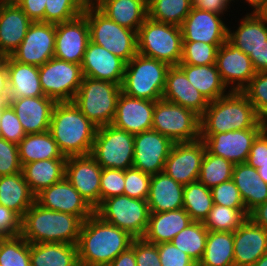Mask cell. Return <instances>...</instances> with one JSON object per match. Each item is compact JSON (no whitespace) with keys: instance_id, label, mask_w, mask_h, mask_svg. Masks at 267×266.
Instances as JSON below:
<instances>
[{"instance_id":"obj_29","label":"cell","mask_w":267,"mask_h":266,"mask_svg":"<svg viewBox=\"0 0 267 266\" xmlns=\"http://www.w3.org/2000/svg\"><path fill=\"white\" fill-rule=\"evenodd\" d=\"M192 221L184 208L167 212H150L145 241L153 244L171 242Z\"/></svg>"},{"instance_id":"obj_25","label":"cell","mask_w":267,"mask_h":266,"mask_svg":"<svg viewBox=\"0 0 267 266\" xmlns=\"http://www.w3.org/2000/svg\"><path fill=\"white\" fill-rule=\"evenodd\" d=\"M26 134L49 131L56 102L47 96L9 99Z\"/></svg>"},{"instance_id":"obj_32","label":"cell","mask_w":267,"mask_h":266,"mask_svg":"<svg viewBox=\"0 0 267 266\" xmlns=\"http://www.w3.org/2000/svg\"><path fill=\"white\" fill-rule=\"evenodd\" d=\"M95 6L118 25L136 32L148 17L147 0H101Z\"/></svg>"},{"instance_id":"obj_41","label":"cell","mask_w":267,"mask_h":266,"mask_svg":"<svg viewBox=\"0 0 267 266\" xmlns=\"http://www.w3.org/2000/svg\"><path fill=\"white\" fill-rule=\"evenodd\" d=\"M148 17L181 26L192 9V0H147Z\"/></svg>"},{"instance_id":"obj_15","label":"cell","mask_w":267,"mask_h":266,"mask_svg":"<svg viewBox=\"0 0 267 266\" xmlns=\"http://www.w3.org/2000/svg\"><path fill=\"white\" fill-rule=\"evenodd\" d=\"M206 146L202 139L174 143L164 164L166 174L176 182L187 185L198 180Z\"/></svg>"},{"instance_id":"obj_40","label":"cell","mask_w":267,"mask_h":266,"mask_svg":"<svg viewBox=\"0 0 267 266\" xmlns=\"http://www.w3.org/2000/svg\"><path fill=\"white\" fill-rule=\"evenodd\" d=\"M213 205L211 189L204 184L197 180L184 185L183 208L192 221L204 222Z\"/></svg>"},{"instance_id":"obj_19","label":"cell","mask_w":267,"mask_h":266,"mask_svg":"<svg viewBox=\"0 0 267 266\" xmlns=\"http://www.w3.org/2000/svg\"><path fill=\"white\" fill-rule=\"evenodd\" d=\"M223 15L192 8L183 23V42L202 41L207 44H224L227 41L228 26Z\"/></svg>"},{"instance_id":"obj_62","label":"cell","mask_w":267,"mask_h":266,"mask_svg":"<svg viewBox=\"0 0 267 266\" xmlns=\"http://www.w3.org/2000/svg\"><path fill=\"white\" fill-rule=\"evenodd\" d=\"M108 266H137L135 258V239L131 247L120 253Z\"/></svg>"},{"instance_id":"obj_33","label":"cell","mask_w":267,"mask_h":266,"mask_svg":"<svg viewBox=\"0 0 267 266\" xmlns=\"http://www.w3.org/2000/svg\"><path fill=\"white\" fill-rule=\"evenodd\" d=\"M232 180L239 189L248 213L267 200V183L259 177L254 167L247 163L235 164Z\"/></svg>"},{"instance_id":"obj_54","label":"cell","mask_w":267,"mask_h":266,"mask_svg":"<svg viewBox=\"0 0 267 266\" xmlns=\"http://www.w3.org/2000/svg\"><path fill=\"white\" fill-rule=\"evenodd\" d=\"M160 257L161 266H193L192 258L174 246L172 242L156 245Z\"/></svg>"},{"instance_id":"obj_38","label":"cell","mask_w":267,"mask_h":266,"mask_svg":"<svg viewBox=\"0 0 267 266\" xmlns=\"http://www.w3.org/2000/svg\"><path fill=\"white\" fill-rule=\"evenodd\" d=\"M18 149L22 166L40 160L67 158L60 151L50 131L26 134L18 144Z\"/></svg>"},{"instance_id":"obj_11","label":"cell","mask_w":267,"mask_h":266,"mask_svg":"<svg viewBox=\"0 0 267 266\" xmlns=\"http://www.w3.org/2000/svg\"><path fill=\"white\" fill-rule=\"evenodd\" d=\"M95 213L104 221L130 233L134 238H142L149 221L147 200L119 195L105 199Z\"/></svg>"},{"instance_id":"obj_69","label":"cell","mask_w":267,"mask_h":266,"mask_svg":"<svg viewBox=\"0 0 267 266\" xmlns=\"http://www.w3.org/2000/svg\"><path fill=\"white\" fill-rule=\"evenodd\" d=\"M225 1L229 4V6H233V2L235 1L239 2V0H225Z\"/></svg>"},{"instance_id":"obj_67","label":"cell","mask_w":267,"mask_h":266,"mask_svg":"<svg viewBox=\"0 0 267 266\" xmlns=\"http://www.w3.org/2000/svg\"><path fill=\"white\" fill-rule=\"evenodd\" d=\"M101 0H82V2L86 5V6H95L97 5Z\"/></svg>"},{"instance_id":"obj_57","label":"cell","mask_w":267,"mask_h":266,"mask_svg":"<svg viewBox=\"0 0 267 266\" xmlns=\"http://www.w3.org/2000/svg\"><path fill=\"white\" fill-rule=\"evenodd\" d=\"M246 163L255 169L267 163V127L254 140Z\"/></svg>"},{"instance_id":"obj_42","label":"cell","mask_w":267,"mask_h":266,"mask_svg":"<svg viewBox=\"0 0 267 266\" xmlns=\"http://www.w3.org/2000/svg\"><path fill=\"white\" fill-rule=\"evenodd\" d=\"M208 232L203 222L193 221L171 242L182 252L188 254L195 263H199L205 251Z\"/></svg>"},{"instance_id":"obj_52","label":"cell","mask_w":267,"mask_h":266,"mask_svg":"<svg viewBox=\"0 0 267 266\" xmlns=\"http://www.w3.org/2000/svg\"><path fill=\"white\" fill-rule=\"evenodd\" d=\"M21 171L18 145L0 137V176L13 175Z\"/></svg>"},{"instance_id":"obj_48","label":"cell","mask_w":267,"mask_h":266,"mask_svg":"<svg viewBox=\"0 0 267 266\" xmlns=\"http://www.w3.org/2000/svg\"><path fill=\"white\" fill-rule=\"evenodd\" d=\"M254 106L257 114L267 121V71L256 72L249 84L241 91Z\"/></svg>"},{"instance_id":"obj_21","label":"cell","mask_w":267,"mask_h":266,"mask_svg":"<svg viewBox=\"0 0 267 266\" xmlns=\"http://www.w3.org/2000/svg\"><path fill=\"white\" fill-rule=\"evenodd\" d=\"M35 201L46 209L69 213L78 216L82 221L95 213L66 177L43 189L35 196Z\"/></svg>"},{"instance_id":"obj_43","label":"cell","mask_w":267,"mask_h":266,"mask_svg":"<svg viewBox=\"0 0 267 266\" xmlns=\"http://www.w3.org/2000/svg\"><path fill=\"white\" fill-rule=\"evenodd\" d=\"M248 218L246 208H229L214 204L203 224L208 231L234 232Z\"/></svg>"},{"instance_id":"obj_6","label":"cell","mask_w":267,"mask_h":266,"mask_svg":"<svg viewBox=\"0 0 267 266\" xmlns=\"http://www.w3.org/2000/svg\"><path fill=\"white\" fill-rule=\"evenodd\" d=\"M138 53L169 66L181 62L183 38L181 28L147 17L137 32Z\"/></svg>"},{"instance_id":"obj_10","label":"cell","mask_w":267,"mask_h":266,"mask_svg":"<svg viewBox=\"0 0 267 266\" xmlns=\"http://www.w3.org/2000/svg\"><path fill=\"white\" fill-rule=\"evenodd\" d=\"M90 155L102 168L133 167L134 135L112 124L98 127Z\"/></svg>"},{"instance_id":"obj_60","label":"cell","mask_w":267,"mask_h":266,"mask_svg":"<svg viewBox=\"0 0 267 266\" xmlns=\"http://www.w3.org/2000/svg\"><path fill=\"white\" fill-rule=\"evenodd\" d=\"M249 57L256 72L267 71V41Z\"/></svg>"},{"instance_id":"obj_46","label":"cell","mask_w":267,"mask_h":266,"mask_svg":"<svg viewBox=\"0 0 267 266\" xmlns=\"http://www.w3.org/2000/svg\"><path fill=\"white\" fill-rule=\"evenodd\" d=\"M44 22L63 23L84 13L86 5L82 0H46Z\"/></svg>"},{"instance_id":"obj_5","label":"cell","mask_w":267,"mask_h":266,"mask_svg":"<svg viewBox=\"0 0 267 266\" xmlns=\"http://www.w3.org/2000/svg\"><path fill=\"white\" fill-rule=\"evenodd\" d=\"M169 67L162 61L137 53L126 63L122 93L151 101L162 99Z\"/></svg>"},{"instance_id":"obj_20","label":"cell","mask_w":267,"mask_h":266,"mask_svg":"<svg viewBox=\"0 0 267 266\" xmlns=\"http://www.w3.org/2000/svg\"><path fill=\"white\" fill-rule=\"evenodd\" d=\"M216 66L230 91L241 92L256 74L250 57L228 40L217 51Z\"/></svg>"},{"instance_id":"obj_36","label":"cell","mask_w":267,"mask_h":266,"mask_svg":"<svg viewBox=\"0 0 267 266\" xmlns=\"http://www.w3.org/2000/svg\"><path fill=\"white\" fill-rule=\"evenodd\" d=\"M178 66L184 71L190 83L208 102L226 96L231 92L223 82L216 64L205 66L178 64Z\"/></svg>"},{"instance_id":"obj_61","label":"cell","mask_w":267,"mask_h":266,"mask_svg":"<svg viewBox=\"0 0 267 266\" xmlns=\"http://www.w3.org/2000/svg\"><path fill=\"white\" fill-rule=\"evenodd\" d=\"M9 101V82L6 60L0 59V103H8Z\"/></svg>"},{"instance_id":"obj_58","label":"cell","mask_w":267,"mask_h":266,"mask_svg":"<svg viewBox=\"0 0 267 266\" xmlns=\"http://www.w3.org/2000/svg\"><path fill=\"white\" fill-rule=\"evenodd\" d=\"M33 21L44 22L46 0H13Z\"/></svg>"},{"instance_id":"obj_66","label":"cell","mask_w":267,"mask_h":266,"mask_svg":"<svg viewBox=\"0 0 267 266\" xmlns=\"http://www.w3.org/2000/svg\"><path fill=\"white\" fill-rule=\"evenodd\" d=\"M253 266H267V252Z\"/></svg>"},{"instance_id":"obj_63","label":"cell","mask_w":267,"mask_h":266,"mask_svg":"<svg viewBox=\"0 0 267 266\" xmlns=\"http://www.w3.org/2000/svg\"><path fill=\"white\" fill-rule=\"evenodd\" d=\"M249 218L267 231V200L249 213Z\"/></svg>"},{"instance_id":"obj_31","label":"cell","mask_w":267,"mask_h":266,"mask_svg":"<svg viewBox=\"0 0 267 266\" xmlns=\"http://www.w3.org/2000/svg\"><path fill=\"white\" fill-rule=\"evenodd\" d=\"M3 58L8 70L9 99L45 96L38 66L17 62L10 56Z\"/></svg>"},{"instance_id":"obj_9","label":"cell","mask_w":267,"mask_h":266,"mask_svg":"<svg viewBox=\"0 0 267 266\" xmlns=\"http://www.w3.org/2000/svg\"><path fill=\"white\" fill-rule=\"evenodd\" d=\"M152 129L173 143L200 139V117L192 110L164 99L155 101Z\"/></svg>"},{"instance_id":"obj_30","label":"cell","mask_w":267,"mask_h":266,"mask_svg":"<svg viewBox=\"0 0 267 266\" xmlns=\"http://www.w3.org/2000/svg\"><path fill=\"white\" fill-rule=\"evenodd\" d=\"M237 25L235 30L228 26L227 40L248 56L267 41V21L260 14L245 13Z\"/></svg>"},{"instance_id":"obj_49","label":"cell","mask_w":267,"mask_h":266,"mask_svg":"<svg viewBox=\"0 0 267 266\" xmlns=\"http://www.w3.org/2000/svg\"><path fill=\"white\" fill-rule=\"evenodd\" d=\"M26 136L25 131L9 103H2L0 118V137L14 144H19Z\"/></svg>"},{"instance_id":"obj_24","label":"cell","mask_w":267,"mask_h":266,"mask_svg":"<svg viewBox=\"0 0 267 266\" xmlns=\"http://www.w3.org/2000/svg\"><path fill=\"white\" fill-rule=\"evenodd\" d=\"M33 21L13 0H0V55L10 56Z\"/></svg>"},{"instance_id":"obj_16","label":"cell","mask_w":267,"mask_h":266,"mask_svg":"<svg viewBox=\"0 0 267 266\" xmlns=\"http://www.w3.org/2000/svg\"><path fill=\"white\" fill-rule=\"evenodd\" d=\"M102 169L90 154L69 156L65 163V177L94 210L100 205Z\"/></svg>"},{"instance_id":"obj_27","label":"cell","mask_w":267,"mask_h":266,"mask_svg":"<svg viewBox=\"0 0 267 266\" xmlns=\"http://www.w3.org/2000/svg\"><path fill=\"white\" fill-rule=\"evenodd\" d=\"M267 252V231L250 218L234 231V266H253Z\"/></svg>"},{"instance_id":"obj_28","label":"cell","mask_w":267,"mask_h":266,"mask_svg":"<svg viewBox=\"0 0 267 266\" xmlns=\"http://www.w3.org/2000/svg\"><path fill=\"white\" fill-rule=\"evenodd\" d=\"M184 185L165 172L153 174L150 179L147 202L150 212H167L183 208Z\"/></svg>"},{"instance_id":"obj_47","label":"cell","mask_w":267,"mask_h":266,"mask_svg":"<svg viewBox=\"0 0 267 266\" xmlns=\"http://www.w3.org/2000/svg\"><path fill=\"white\" fill-rule=\"evenodd\" d=\"M222 44H207L202 41L183 42L179 64L205 66L216 64L217 51Z\"/></svg>"},{"instance_id":"obj_23","label":"cell","mask_w":267,"mask_h":266,"mask_svg":"<svg viewBox=\"0 0 267 266\" xmlns=\"http://www.w3.org/2000/svg\"><path fill=\"white\" fill-rule=\"evenodd\" d=\"M155 101L134 98L121 92L112 125L133 135L152 129Z\"/></svg>"},{"instance_id":"obj_37","label":"cell","mask_w":267,"mask_h":266,"mask_svg":"<svg viewBox=\"0 0 267 266\" xmlns=\"http://www.w3.org/2000/svg\"><path fill=\"white\" fill-rule=\"evenodd\" d=\"M31 266H79L77 245L30 243Z\"/></svg>"},{"instance_id":"obj_50","label":"cell","mask_w":267,"mask_h":266,"mask_svg":"<svg viewBox=\"0 0 267 266\" xmlns=\"http://www.w3.org/2000/svg\"><path fill=\"white\" fill-rule=\"evenodd\" d=\"M151 176L135 167L126 169L124 195L134 199L147 200Z\"/></svg>"},{"instance_id":"obj_56","label":"cell","mask_w":267,"mask_h":266,"mask_svg":"<svg viewBox=\"0 0 267 266\" xmlns=\"http://www.w3.org/2000/svg\"><path fill=\"white\" fill-rule=\"evenodd\" d=\"M21 234V218L10 209L0 204V237Z\"/></svg>"},{"instance_id":"obj_8","label":"cell","mask_w":267,"mask_h":266,"mask_svg":"<svg viewBox=\"0 0 267 266\" xmlns=\"http://www.w3.org/2000/svg\"><path fill=\"white\" fill-rule=\"evenodd\" d=\"M90 41L128 63L138 53L137 32L118 25L96 6H86Z\"/></svg>"},{"instance_id":"obj_26","label":"cell","mask_w":267,"mask_h":266,"mask_svg":"<svg viewBox=\"0 0 267 266\" xmlns=\"http://www.w3.org/2000/svg\"><path fill=\"white\" fill-rule=\"evenodd\" d=\"M162 99L192 110L199 117L203 115L209 104L178 65L170 66L167 71Z\"/></svg>"},{"instance_id":"obj_71","label":"cell","mask_w":267,"mask_h":266,"mask_svg":"<svg viewBox=\"0 0 267 266\" xmlns=\"http://www.w3.org/2000/svg\"><path fill=\"white\" fill-rule=\"evenodd\" d=\"M193 266H201L199 263H195Z\"/></svg>"},{"instance_id":"obj_59","label":"cell","mask_w":267,"mask_h":266,"mask_svg":"<svg viewBox=\"0 0 267 266\" xmlns=\"http://www.w3.org/2000/svg\"><path fill=\"white\" fill-rule=\"evenodd\" d=\"M192 8L214 12L223 16L231 10V7L225 0H192Z\"/></svg>"},{"instance_id":"obj_64","label":"cell","mask_w":267,"mask_h":266,"mask_svg":"<svg viewBox=\"0 0 267 266\" xmlns=\"http://www.w3.org/2000/svg\"><path fill=\"white\" fill-rule=\"evenodd\" d=\"M243 2L244 4L247 3L248 7H251L250 10L253 9L251 12H246V14H260L267 5V0H244Z\"/></svg>"},{"instance_id":"obj_44","label":"cell","mask_w":267,"mask_h":266,"mask_svg":"<svg viewBox=\"0 0 267 266\" xmlns=\"http://www.w3.org/2000/svg\"><path fill=\"white\" fill-rule=\"evenodd\" d=\"M234 164L223 157L215 156L207 150L203 156L198 181L207 188L232 179Z\"/></svg>"},{"instance_id":"obj_22","label":"cell","mask_w":267,"mask_h":266,"mask_svg":"<svg viewBox=\"0 0 267 266\" xmlns=\"http://www.w3.org/2000/svg\"><path fill=\"white\" fill-rule=\"evenodd\" d=\"M81 67L84 77L122 85L126 62L90 41L86 47Z\"/></svg>"},{"instance_id":"obj_45","label":"cell","mask_w":267,"mask_h":266,"mask_svg":"<svg viewBox=\"0 0 267 266\" xmlns=\"http://www.w3.org/2000/svg\"><path fill=\"white\" fill-rule=\"evenodd\" d=\"M0 265L31 266L30 243L21 235L0 237Z\"/></svg>"},{"instance_id":"obj_3","label":"cell","mask_w":267,"mask_h":266,"mask_svg":"<svg viewBox=\"0 0 267 266\" xmlns=\"http://www.w3.org/2000/svg\"><path fill=\"white\" fill-rule=\"evenodd\" d=\"M83 221L75 215L46 209L36 201L21 219V236L29 243L77 245Z\"/></svg>"},{"instance_id":"obj_2","label":"cell","mask_w":267,"mask_h":266,"mask_svg":"<svg viewBox=\"0 0 267 266\" xmlns=\"http://www.w3.org/2000/svg\"><path fill=\"white\" fill-rule=\"evenodd\" d=\"M97 128L73 101L53 107L49 131L66 157L89 155Z\"/></svg>"},{"instance_id":"obj_18","label":"cell","mask_w":267,"mask_h":266,"mask_svg":"<svg viewBox=\"0 0 267 266\" xmlns=\"http://www.w3.org/2000/svg\"><path fill=\"white\" fill-rule=\"evenodd\" d=\"M89 42L88 21L83 13L72 20L57 23L54 57L81 65Z\"/></svg>"},{"instance_id":"obj_17","label":"cell","mask_w":267,"mask_h":266,"mask_svg":"<svg viewBox=\"0 0 267 266\" xmlns=\"http://www.w3.org/2000/svg\"><path fill=\"white\" fill-rule=\"evenodd\" d=\"M173 144L153 129L135 134L133 167L150 175L162 172Z\"/></svg>"},{"instance_id":"obj_34","label":"cell","mask_w":267,"mask_h":266,"mask_svg":"<svg viewBox=\"0 0 267 266\" xmlns=\"http://www.w3.org/2000/svg\"><path fill=\"white\" fill-rule=\"evenodd\" d=\"M66 159L40 160L22 166L23 177L35 196L43 189L50 187L65 177Z\"/></svg>"},{"instance_id":"obj_51","label":"cell","mask_w":267,"mask_h":266,"mask_svg":"<svg viewBox=\"0 0 267 266\" xmlns=\"http://www.w3.org/2000/svg\"><path fill=\"white\" fill-rule=\"evenodd\" d=\"M125 170L103 168L100 179V204L110 197L124 195Z\"/></svg>"},{"instance_id":"obj_39","label":"cell","mask_w":267,"mask_h":266,"mask_svg":"<svg viewBox=\"0 0 267 266\" xmlns=\"http://www.w3.org/2000/svg\"><path fill=\"white\" fill-rule=\"evenodd\" d=\"M201 266H234V232L209 231Z\"/></svg>"},{"instance_id":"obj_65","label":"cell","mask_w":267,"mask_h":266,"mask_svg":"<svg viewBox=\"0 0 267 266\" xmlns=\"http://www.w3.org/2000/svg\"><path fill=\"white\" fill-rule=\"evenodd\" d=\"M259 177L267 183V163L260 164V168L257 169Z\"/></svg>"},{"instance_id":"obj_12","label":"cell","mask_w":267,"mask_h":266,"mask_svg":"<svg viewBox=\"0 0 267 266\" xmlns=\"http://www.w3.org/2000/svg\"><path fill=\"white\" fill-rule=\"evenodd\" d=\"M39 77L45 96L55 102H71L84 76L80 64L52 57L39 66Z\"/></svg>"},{"instance_id":"obj_53","label":"cell","mask_w":267,"mask_h":266,"mask_svg":"<svg viewBox=\"0 0 267 266\" xmlns=\"http://www.w3.org/2000/svg\"><path fill=\"white\" fill-rule=\"evenodd\" d=\"M213 203L229 208H245L239 189L231 179L211 189Z\"/></svg>"},{"instance_id":"obj_7","label":"cell","mask_w":267,"mask_h":266,"mask_svg":"<svg viewBox=\"0 0 267 266\" xmlns=\"http://www.w3.org/2000/svg\"><path fill=\"white\" fill-rule=\"evenodd\" d=\"M121 85L83 77L73 103L97 127L112 124Z\"/></svg>"},{"instance_id":"obj_14","label":"cell","mask_w":267,"mask_h":266,"mask_svg":"<svg viewBox=\"0 0 267 266\" xmlns=\"http://www.w3.org/2000/svg\"><path fill=\"white\" fill-rule=\"evenodd\" d=\"M267 126H254L250 129L222 132L213 135H200L206 150L232 162L234 165L246 163L256 137Z\"/></svg>"},{"instance_id":"obj_4","label":"cell","mask_w":267,"mask_h":266,"mask_svg":"<svg viewBox=\"0 0 267 266\" xmlns=\"http://www.w3.org/2000/svg\"><path fill=\"white\" fill-rule=\"evenodd\" d=\"M254 126H267V121L257 114L248 98L238 91H231L209 102L200 117V135L244 130Z\"/></svg>"},{"instance_id":"obj_55","label":"cell","mask_w":267,"mask_h":266,"mask_svg":"<svg viewBox=\"0 0 267 266\" xmlns=\"http://www.w3.org/2000/svg\"><path fill=\"white\" fill-rule=\"evenodd\" d=\"M135 258L137 266H161L158 247L143 238H135Z\"/></svg>"},{"instance_id":"obj_70","label":"cell","mask_w":267,"mask_h":266,"mask_svg":"<svg viewBox=\"0 0 267 266\" xmlns=\"http://www.w3.org/2000/svg\"><path fill=\"white\" fill-rule=\"evenodd\" d=\"M1 111H2V103H0V118H1Z\"/></svg>"},{"instance_id":"obj_35","label":"cell","mask_w":267,"mask_h":266,"mask_svg":"<svg viewBox=\"0 0 267 266\" xmlns=\"http://www.w3.org/2000/svg\"><path fill=\"white\" fill-rule=\"evenodd\" d=\"M35 195L22 172L0 176V204L15 212L21 219L34 204Z\"/></svg>"},{"instance_id":"obj_68","label":"cell","mask_w":267,"mask_h":266,"mask_svg":"<svg viewBox=\"0 0 267 266\" xmlns=\"http://www.w3.org/2000/svg\"><path fill=\"white\" fill-rule=\"evenodd\" d=\"M260 15L267 21V5L265 9L260 13Z\"/></svg>"},{"instance_id":"obj_13","label":"cell","mask_w":267,"mask_h":266,"mask_svg":"<svg viewBox=\"0 0 267 266\" xmlns=\"http://www.w3.org/2000/svg\"><path fill=\"white\" fill-rule=\"evenodd\" d=\"M55 36L56 24L32 22L23 41L10 57L20 63L42 66L54 57Z\"/></svg>"},{"instance_id":"obj_1","label":"cell","mask_w":267,"mask_h":266,"mask_svg":"<svg viewBox=\"0 0 267 266\" xmlns=\"http://www.w3.org/2000/svg\"><path fill=\"white\" fill-rule=\"evenodd\" d=\"M135 238L96 213L83 221L77 243L79 266H108Z\"/></svg>"}]
</instances>
